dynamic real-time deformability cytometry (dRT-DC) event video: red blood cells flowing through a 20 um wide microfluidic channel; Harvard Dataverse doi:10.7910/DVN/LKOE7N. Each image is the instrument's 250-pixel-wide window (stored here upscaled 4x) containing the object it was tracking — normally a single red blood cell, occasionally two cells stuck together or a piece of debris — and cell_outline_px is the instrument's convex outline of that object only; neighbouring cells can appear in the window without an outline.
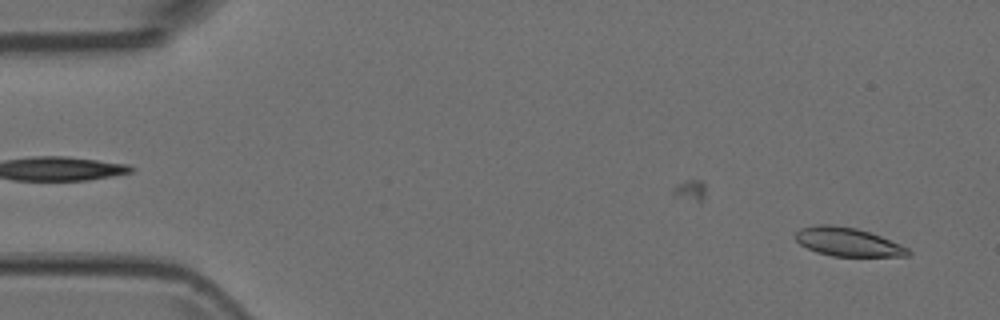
{"species": "Egyptian fruit bat (a non-hibernating species)", "species_latin": "Rousettus aegyptiacus", "temperature_condition": "room temperature", "stored_images_in_passage": 4, "camera_frame_rate_fps": 3000, "um_per_image_px": 0.085, "animal": {"sex": "female"}, "frame": {"image": 1, "passage_image": 1, "time_ms": 0.0, "image_size_px": [1000, 320], "cell_outline_px": [[912, 252], [908, 256], [832, 256], [816, 252], [800, 244], [796, 240], [796, 232], [800, 228], [816, 224], [828, 224], [856, 228], [880, 236], [900, 244], [908, 248]], "centroid_in_image_um": [72.05, 20.56], "position_along_channel_um": 12.9, "area_um2": 18.67}}
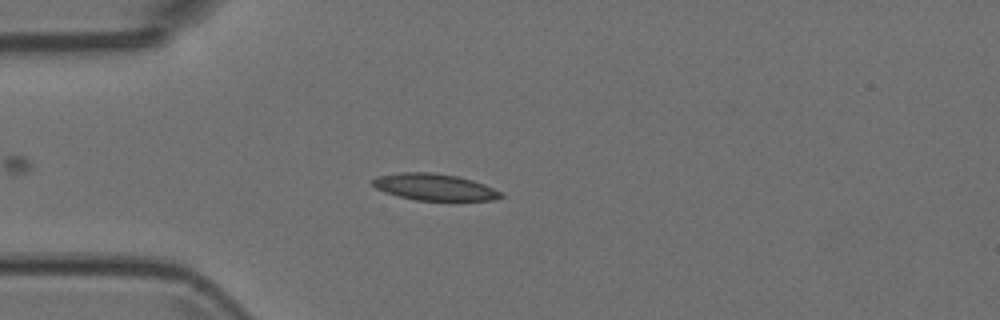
{"frame": {"image": 2, "passage_image": 4, "time_ms": 1.0, "image_size_px": [1000, 320], "cell_outline_px": [[504, 196], [496, 200], [416, 200], [384, 192], [376, 188], [372, 184], [372, 180], [380, 176], [400, 172], [432, 172], [456, 176], [472, 180], [484, 184], [504, 192]], "centroid_in_image_um": [36.97, 15.9], "position_along_channel_um": 48.0, "area_um2": 19.83}}